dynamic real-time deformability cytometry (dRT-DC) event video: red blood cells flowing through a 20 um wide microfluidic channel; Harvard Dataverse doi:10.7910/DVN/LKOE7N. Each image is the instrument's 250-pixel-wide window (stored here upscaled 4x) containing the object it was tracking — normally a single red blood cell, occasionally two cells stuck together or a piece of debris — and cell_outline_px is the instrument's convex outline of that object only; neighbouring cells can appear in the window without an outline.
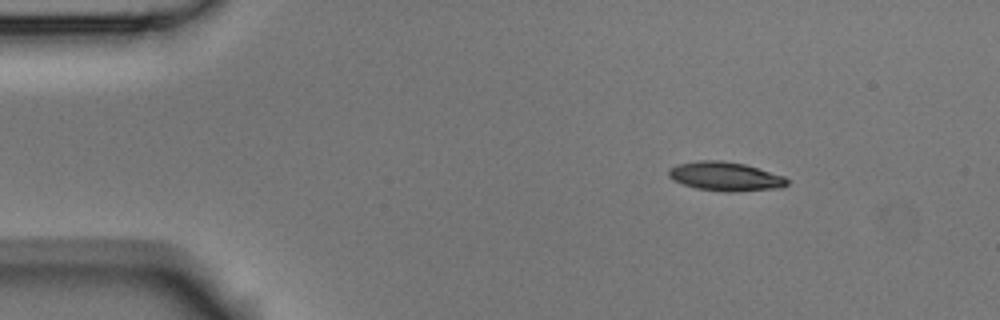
{"species": "Egyptian fruit bat (a non-hibernating species)", "species_latin": "Rousettus aegyptiacus", "temperature_condition": "room temperature", "stored_images_in_passage": 4, "segment_of_instrument_passage": [1, 2], "camera_frame_rate_fps": 3000, "um_per_image_px": 0.085, "animal": {"sex": "male"}, "frame": {"image": 1, "passage_image": 1, "time_ms": 0.0, "image_size_px": [1000, 320], "cell_outline_px": [[788, 184], [784, 188], [732, 192], [724, 192], [696, 188], [684, 184], [668, 176], [668, 168], [676, 164], [700, 160], [720, 160], [744, 164], [784, 176], [788, 180]], "centroid_in_image_um": [61.67, 15.0], "position_along_channel_um": 23.3, "area_um2": 20.06}}